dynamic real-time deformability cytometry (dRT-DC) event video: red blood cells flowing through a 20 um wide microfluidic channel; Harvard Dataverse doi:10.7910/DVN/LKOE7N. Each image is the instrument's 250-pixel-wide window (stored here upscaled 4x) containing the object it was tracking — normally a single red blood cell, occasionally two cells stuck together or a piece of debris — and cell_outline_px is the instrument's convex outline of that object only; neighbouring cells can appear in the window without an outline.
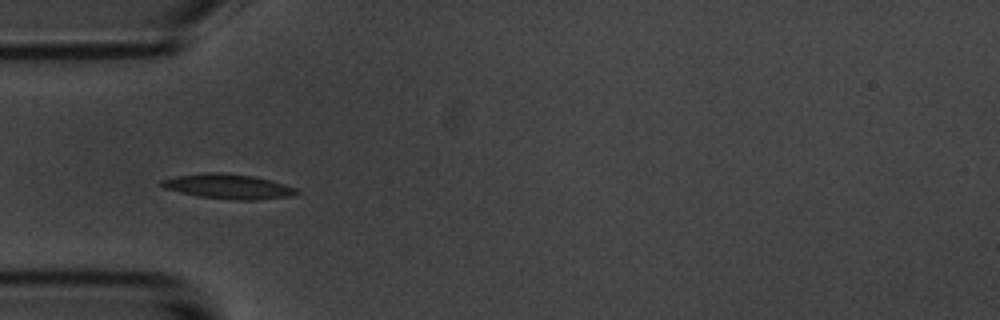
{"species": "common noctule bat (a hibernating species)", "species_latin": "Nyctalus noctula", "temperature_condition": "room temperature", "stored_images_in_passage": 36, "camera_frame_rate_fps": 3000, "um_per_image_px": 0.085, "animal": {"sex": "male", "body_mass_g": 20.1, "forearm_length_mm": 53.5}, "frame": {"image": 1, "passage_image": 1, "time_ms": 0.0, "image_size_px": [1000, 320], "cell_outline_px": [[300, 192], [288, 196], [256, 200], [232, 200], [200, 196], [164, 188], [156, 184], [160, 180], [176, 176], [204, 172], [220, 172], [252, 176], [284, 184], [296, 188]], "centroid_in_image_um": [19.34, 15.84], "position_along_channel_um": 65.7, "area_um2": 19.36}}
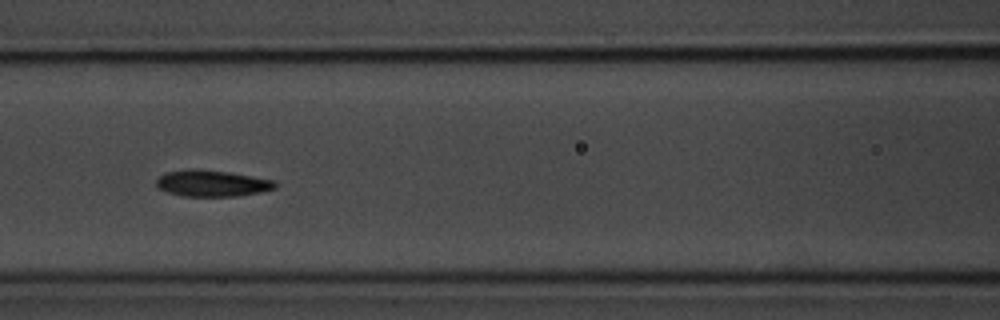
{"frame": {"image": 2, "passage_image": 8, "time_ms": 2.333, "image_size_px": [1000, 320], "cell_outline_px": [[276, 188], [260, 192], [236, 196], [184, 196], [168, 192], [156, 188], [156, 180], [164, 172], [192, 168], [228, 172], [276, 180]], "centroid_in_image_um": [18.0, 15.57], "position_along_channel_um": 148.6, "area_um2": 18.32}}
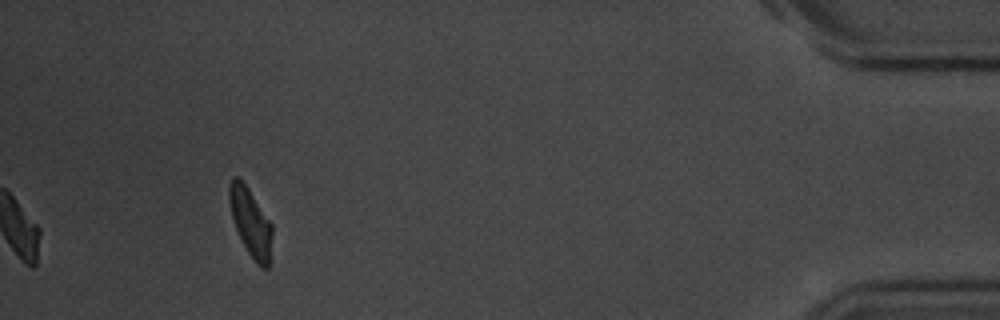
{"frame": {"image": 3, "passage_image": 36, "time_ms": 11.667, "image_size_px": [1000, 320], "cell_outline_px": [[272, 232], [268, 268], [260, 268], [256, 264], [248, 252], [236, 228], [232, 216], [228, 196], [228, 188], [232, 176], [236, 176], [248, 188], [272, 224]], "centroid_in_image_um": [21.3, 18.9], "position_along_channel_um": 413.9, "area_um2": 16.65}, "authors_computed_cell_mechanics": {"area_um2": 17.5712, "velocity_mm_per_s": 3.5402, "shape_relaxation_time_tau1_ms": 1.9273, "shape_relaxation_time_tau2_ms": 2.6897, "deformation_change_tau1": 0.1414, "deformation_change_tau2": 0.1054}}